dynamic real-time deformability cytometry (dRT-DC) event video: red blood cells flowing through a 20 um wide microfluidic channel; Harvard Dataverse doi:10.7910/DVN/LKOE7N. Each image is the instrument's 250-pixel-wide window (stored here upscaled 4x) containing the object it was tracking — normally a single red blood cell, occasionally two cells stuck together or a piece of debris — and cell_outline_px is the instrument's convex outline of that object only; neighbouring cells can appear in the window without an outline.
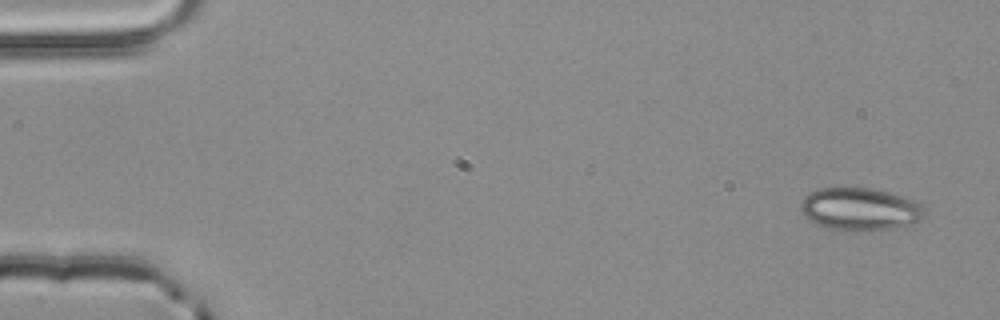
{"species": "common noctule bat (a hibernating species)", "species_latin": "Nyctalus noctula", "temperature_condition": "room temperature", "stored_images_in_passage": 5, "camera_frame_rate_fps": 3000, "um_per_image_px": 0.085, "animal": {"sex": "male", "body_mass_g": 20.4}, "frame": {"image": 1, "passage_image": 1, "time_ms": 0.0, "image_size_px": [1000, 320], "cell_outline_px": [[924, 216], [920, 220], [912, 224], [892, 228], [828, 228], [808, 220], [804, 216], [800, 208], [800, 204], [804, 196], [820, 188], [868, 188], [888, 192], [904, 196], [912, 200], [924, 212]], "centroid_in_image_um": [73.05, 17.74], "position_along_channel_um": 12.0, "area_um2": 29.65}}